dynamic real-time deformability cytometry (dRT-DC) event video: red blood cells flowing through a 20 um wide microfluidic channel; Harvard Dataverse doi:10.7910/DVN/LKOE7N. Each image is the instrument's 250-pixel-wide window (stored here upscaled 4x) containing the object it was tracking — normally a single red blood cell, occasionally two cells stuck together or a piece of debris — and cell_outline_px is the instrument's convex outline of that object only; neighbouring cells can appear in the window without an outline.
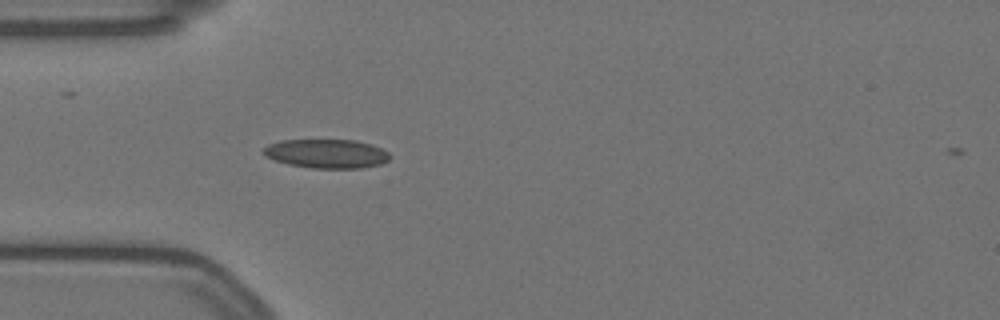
{"species": "Egyptian fruit bat (a non-hibernating species)", "species_latin": "Rousettus aegyptiacus", "temperature_condition": "warm", "stored_images_in_passage": 2, "camera_frame_rate_fps": 3000, "um_per_image_px": 0.085, "animal": {"sex": "female"}, "frame": {"image": 1, "passage_image": 1, "time_ms": 0.0, "image_size_px": [1000, 320], "cell_outline_px": [[388, 160], [380, 164], [360, 168], [312, 168], [288, 164], [264, 156], [260, 152], [268, 144], [280, 140], [356, 140], [372, 144], [388, 152]], "centroid_in_image_um": [27.71, 13.05], "position_along_channel_um": 57.3, "area_um2": 21.33}}